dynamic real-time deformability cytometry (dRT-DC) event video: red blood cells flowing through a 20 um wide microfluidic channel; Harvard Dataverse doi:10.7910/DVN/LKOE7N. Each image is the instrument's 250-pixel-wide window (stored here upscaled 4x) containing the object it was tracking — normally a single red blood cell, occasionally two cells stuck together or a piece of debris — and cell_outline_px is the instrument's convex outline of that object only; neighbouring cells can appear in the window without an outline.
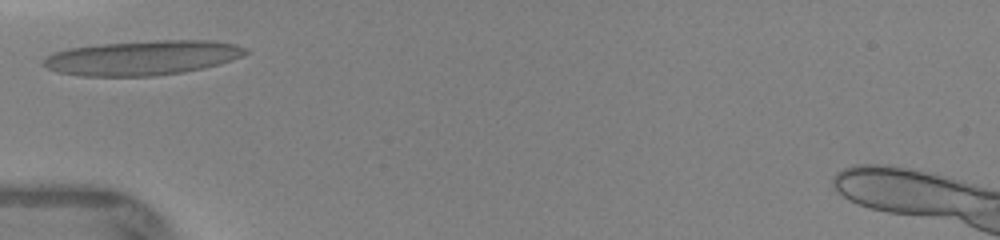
{"species": "human", "species_latin": "Homo sapiens", "temperature_condition": "warm", "stored_images_in_passage": 4, "camera_frame_rate_fps": 3000, "um_per_image_px": 0.085, "donor": {"sex": "female"}, "frame": {"image": 1, "passage_image": 2, "time_ms": 0.667, "image_size_px": [1000, 240], "cell_outline_px": [[252, 52], [244, 56], [220, 64], [204, 68], [184, 72], [152, 76], [84, 76], [56, 72], [40, 64], [48, 56], [56, 52], [68, 48], [100, 44], [156, 40], [208, 40], [236, 44], [248, 48]], "centroid_in_image_um": [12.17, 4.91], "position_along_channel_um": 72.8, "area_um2": 41.04}}